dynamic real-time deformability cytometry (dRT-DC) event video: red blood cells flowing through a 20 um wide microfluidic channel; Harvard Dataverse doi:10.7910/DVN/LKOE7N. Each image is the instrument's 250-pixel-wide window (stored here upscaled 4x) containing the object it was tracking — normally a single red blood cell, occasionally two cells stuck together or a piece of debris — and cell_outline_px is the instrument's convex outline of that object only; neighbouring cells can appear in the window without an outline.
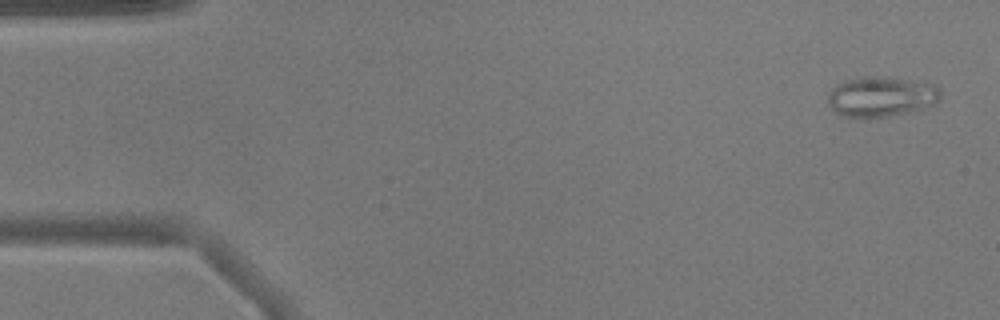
{"species": "common noctule bat (a hibernating species)", "species_latin": "Nyctalus noctula", "temperature_condition": "warm", "stored_images_in_passage": 51, "camera_frame_rate_fps": 3000, "um_per_image_px": 0.085, "animal": {"sex": "male", "body_mass_g": 17.9}, "frame": {"image": 1, "passage_image": 2, "time_ms": 0.333, "image_size_px": [1000, 320], "cell_outline_px": [[940, 100], [936, 104], [912, 112], [864, 120], [844, 116], [836, 112], [828, 104], [828, 92], [836, 84], [844, 80], [860, 76], [888, 76], [932, 84], [940, 92]], "centroid_in_image_um": [74.86, 8.23], "position_along_channel_um": 10.1, "area_um2": 27.05}}
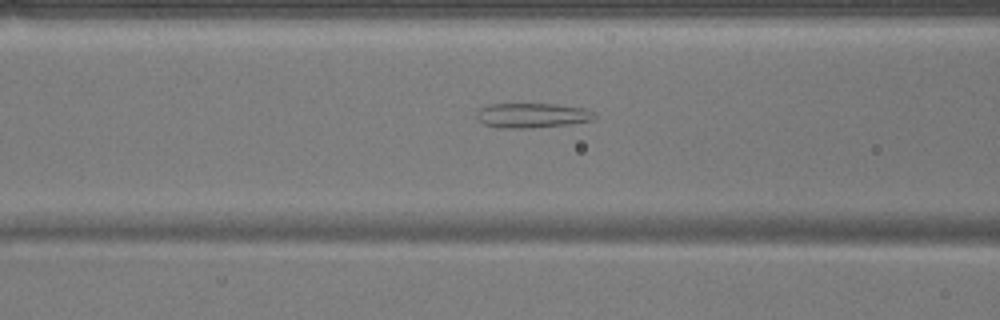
{"frame": {"image": 2, "passage_image": 20, "time_ms": 6.333, "image_size_px": [1000, 320], "cell_outline_px": [[596, 116], [592, 120], [568, 124], [532, 128], [496, 128], [484, 124], [476, 116], [476, 112], [480, 108], [488, 104], [556, 104], [588, 108]], "centroid_in_image_um": [45.22, 9.81], "position_along_channel_um": 121.4, "area_um2": 17.11}}
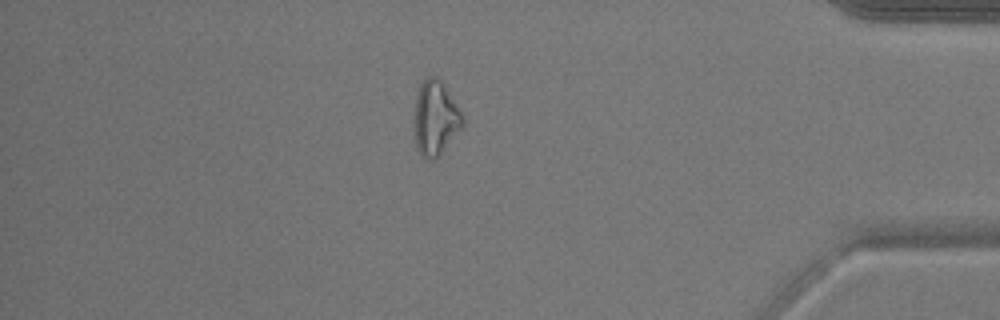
{"frame": {"image": 3, "passage_image": 44, "time_ms": 14.333, "image_size_px": [1000, 320], "cell_outline_px": [[464, 124], [440, 152], [432, 160], [428, 160], [420, 156], [416, 148], [416, 96], [420, 84], [428, 76], [436, 76], [440, 80], [448, 92], [460, 112], [464, 120]], "centroid_in_image_um": [36.99, 10.03], "position_along_channel_um": 398.2, "area_um2": 20.06}, "authors_computed_cell_mechanics": {"area_um2": 20.5768, "velocity_mm_per_s": 3.9056, "shape_relaxation_time_tau1_ms": null, "shape_relaxation_time_tau2_ms": 2.5701, "deformation_change_tau1": null, "deformation_change_tau2": 0.1189}}